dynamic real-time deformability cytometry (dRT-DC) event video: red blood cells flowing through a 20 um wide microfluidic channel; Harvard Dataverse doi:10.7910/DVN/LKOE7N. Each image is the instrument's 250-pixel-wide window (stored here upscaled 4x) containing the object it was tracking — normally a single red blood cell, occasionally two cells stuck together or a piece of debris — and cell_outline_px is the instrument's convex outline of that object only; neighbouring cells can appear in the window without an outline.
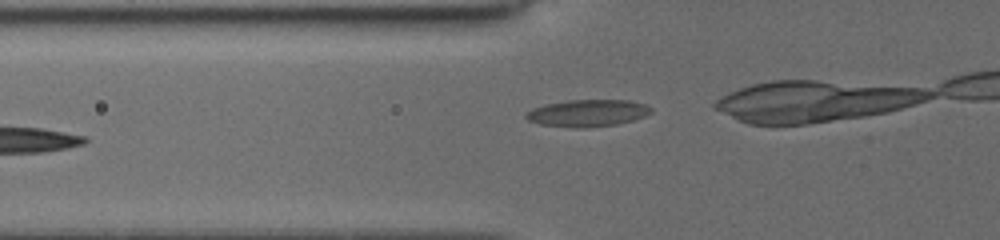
{"species": "common noctule bat (a hibernating species)", "species_latin": "Nyctalus noctula", "temperature_condition": "cold", "stored_images_in_passage": 8, "camera_frame_rate_fps": 3000, "um_per_image_px": 0.085, "animal": {"sex": "female", "body_mass_g": 19.5, "forearm_length_mm": 54.1}, "frame": {"image": 1, "passage_image": 6, "time_ms": 6.0, "image_size_px": [1000, 240], "cell_outline_px": [[652, 112], [644, 116], [632, 120], [616, 124], [584, 128], [576, 128], [540, 124], [528, 120], [524, 116], [532, 108], [548, 104], [568, 100], [628, 100], [644, 104], [652, 108]], "centroid_in_image_um": [49.94, 9.61], "position_along_channel_um": 75.9, "area_um2": 19.48}}